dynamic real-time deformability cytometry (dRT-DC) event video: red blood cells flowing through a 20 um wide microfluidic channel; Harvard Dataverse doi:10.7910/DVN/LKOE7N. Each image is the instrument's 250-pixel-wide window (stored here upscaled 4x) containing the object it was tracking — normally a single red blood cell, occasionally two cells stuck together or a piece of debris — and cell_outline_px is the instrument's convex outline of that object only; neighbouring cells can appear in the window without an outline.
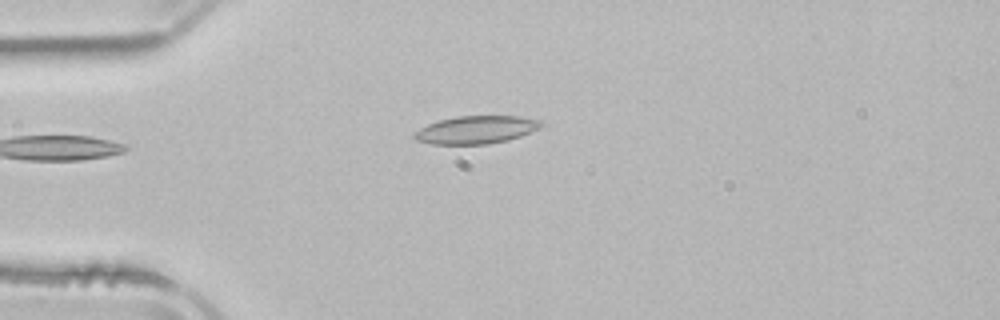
{"species": "common noctule bat (a hibernating species)", "species_latin": "Nyctalus noctula", "temperature_condition": "room temperature", "stored_images_in_passage": 3, "camera_frame_rate_fps": 3000, "um_per_image_px": 0.085, "animal": {"sex": "male", "body_mass_g": 21.5, "forearm_length_mm": 52.0}, "frame": {"image": 1, "passage_image": 3, "time_ms": 2.667, "image_size_px": [1000, 320], "cell_outline_px": [[544, 124], [540, 128], [520, 136], [508, 140], [488, 144], [432, 144], [416, 140], [412, 136], [412, 132], [428, 124], [440, 120], [456, 116], [520, 116], [540, 120]], "centroid_in_image_um": [40.46, 11.03], "position_along_channel_um": 44.5, "area_um2": 20.63}}